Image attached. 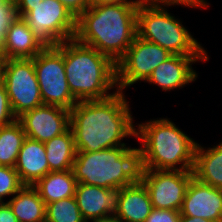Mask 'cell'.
Here are the masks:
<instances>
[{"label": "cell", "instance_id": "6da1fadb", "mask_svg": "<svg viewBox=\"0 0 222 222\" xmlns=\"http://www.w3.org/2000/svg\"><path fill=\"white\" fill-rule=\"evenodd\" d=\"M125 92L102 100L78 101L70 110V129L77 151L94 152L118 146L136 135Z\"/></svg>", "mask_w": 222, "mask_h": 222}, {"label": "cell", "instance_id": "7a4b0ae2", "mask_svg": "<svg viewBox=\"0 0 222 222\" xmlns=\"http://www.w3.org/2000/svg\"><path fill=\"white\" fill-rule=\"evenodd\" d=\"M140 4H96L76 19L75 39L117 63L137 36Z\"/></svg>", "mask_w": 222, "mask_h": 222}, {"label": "cell", "instance_id": "3957f363", "mask_svg": "<svg viewBox=\"0 0 222 222\" xmlns=\"http://www.w3.org/2000/svg\"><path fill=\"white\" fill-rule=\"evenodd\" d=\"M137 125L140 169L193 171L198 143L173 121L157 118Z\"/></svg>", "mask_w": 222, "mask_h": 222}, {"label": "cell", "instance_id": "277c9868", "mask_svg": "<svg viewBox=\"0 0 222 222\" xmlns=\"http://www.w3.org/2000/svg\"><path fill=\"white\" fill-rule=\"evenodd\" d=\"M63 56L66 80L77 101L102 100L118 91L116 63L107 55L73 38L63 42Z\"/></svg>", "mask_w": 222, "mask_h": 222}, {"label": "cell", "instance_id": "5b68a950", "mask_svg": "<svg viewBox=\"0 0 222 222\" xmlns=\"http://www.w3.org/2000/svg\"><path fill=\"white\" fill-rule=\"evenodd\" d=\"M72 170L77 183L119 190L139 179V148L118 146L94 152L77 151Z\"/></svg>", "mask_w": 222, "mask_h": 222}, {"label": "cell", "instance_id": "8992f818", "mask_svg": "<svg viewBox=\"0 0 222 222\" xmlns=\"http://www.w3.org/2000/svg\"><path fill=\"white\" fill-rule=\"evenodd\" d=\"M137 36L161 46L172 55L208 56L202 44L167 8L144 1L137 9Z\"/></svg>", "mask_w": 222, "mask_h": 222}, {"label": "cell", "instance_id": "52a82bcc", "mask_svg": "<svg viewBox=\"0 0 222 222\" xmlns=\"http://www.w3.org/2000/svg\"><path fill=\"white\" fill-rule=\"evenodd\" d=\"M22 18L44 47H56L75 37L77 18L59 0L38 2Z\"/></svg>", "mask_w": 222, "mask_h": 222}, {"label": "cell", "instance_id": "ba28073f", "mask_svg": "<svg viewBox=\"0 0 222 222\" xmlns=\"http://www.w3.org/2000/svg\"><path fill=\"white\" fill-rule=\"evenodd\" d=\"M33 61L43 104L71 110L78 101L66 80L63 42L56 47H45Z\"/></svg>", "mask_w": 222, "mask_h": 222}, {"label": "cell", "instance_id": "9c48e42d", "mask_svg": "<svg viewBox=\"0 0 222 222\" xmlns=\"http://www.w3.org/2000/svg\"><path fill=\"white\" fill-rule=\"evenodd\" d=\"M2 82L16 118L43 105L33 58L5 59Z\"/></svg>", "mask_w": 222, "mask_h": 222}, {"label": "cell", "instance_id": "30bf717a", "mask_svg": "<svg viewBox=\"0 0 222 222\" xmlns=\"http://www.w3.org/2000/svg\"><path fill=\"white\" fill-rule=\"evenodd\" d=\"M172 54L161 46L136 36L126 54L116 63L119 91L145 82L154 69Z\"/></svg>", "mask_w": 222, "mask_h": 222}, {"label": "cell", "instance_id": "8fae6325", "mask_svg": "<svg viewBox=\"0 0 222 222\" xmlns=\"http://www.w3.org/2000/svg\"><path fill=\"white\" fill-rule=\"evenodd\" d=\"M193 171L140 169L139 180L145 185L152 207L180 211Z\"/></svg>", "mask_w": 222, "mask_h": 222}, {"label": "cell", "instance_id": "7c38bea8", "mask_svg": "<svg viewBox=\"0 0 222 222\" xmlns=\"http://www.w3.org/2000/svg\"><path fill=\"white\" fill-rule=\"evenodd\" d=\"M17 121L26 137L45 143L70 127V110L43 104L23 113Z\"/></svg>", "mask_w": 222, "mask_h": 222}, {"label": "cell", "instance_id": "4fadbf2b", "mask_svg": "<svg viewBox=\"0 0 222 222\" xmlns=\"http://www.w3.org/2000/svg\"><path fill=\"white\" fill-rule=\"evenodd\" d=\"M180 215L222 222V189L193 176L186 189Z\"/></svg>", "mask_w": 222, "mask_h": 222}, {"label": "cell", "instance_id": "5bb4252c", "mask_svg": "<svg viewBox=\"0 0 222 222\" xmlns=\"http://www.w3.org/2000/svg\"><path fill=\"white\" fill-rule=\"evenodd\" d=\"M209 59L208 56L171 55L154 69L145 82L155 84L165 92L182 89L198 77L192 64Z\"/></svg>", "mask_w": 222, "mask_h": 222}, {"label": "cell", "instance_id": "9a60e30c", "mask_svg": "<svg viewBox=\"0 0 222 222\" xmlns=\"http://www.w3.org/2000/svg\"><path fill=\"white\" fill-rule=\"evenodd\" d=\"M117 191L115 189L77 183L75 198L85 221L91 222L114 216Z\"/></svg>", "mask_w": 222, "mask_h": 222}, {"label": "cell", "instance_id": "2e32d148", "mask_svg": "<svg viewBox=\"0 0 222 222\" xmlns=\"http://www.w3.org/2000/svg\"><path fill=\"white\" fill-rule=\"evenodd\" d=\"M152 209L149 193L139 179L117 191L114 217L119 222H145Z\"/></svg>", "mask_w": 222, "mask_h": 222}, {"label": "cell", "instance_id": "e0dca14e", "mask_svg": "<svg viewBox=\"0 0 222 222\" xmlns=\"http://www.w3.org/2000/svg\"><path fill=\"white\" fill-rule=\"evenodd\" d=\"M44 48L27 22L19 16L1 39V55L4 59L34 58Z\"/></svg>", "mask_w": 222, "mask_h": 222}, {"label": "cell", "instance_id": "ac0fdd59", "mask_svg": "<svg viewBox=\"0 0 222 222\" xmlns=\"http://www.w3.org/2000/svg\"><path fill=\"white\" fill-rule=\"evenodd\" d=\"M24 185L33 186L49 172L44 143L26 137L14 167Z\"/></svg>", "mask_w": 222, "mask_h": 222}, {"label": "cell", "instance_id": "d6986e66", "mask_svg": "<svg viewBox=\"0 0 222 222\" xmlns=\"http://www.w3.org/2000/svg\"><path fill=\"white\" fill-rule=\"evenodd\" d=\"M193 173L199 181L222 189V142L207 149L197 144Z\"/></svg>", "mask_w": 222, "mask_h": 222}, {"label": "cell", "instance_id": "ffe728a7", "mask_svg": "<svg viewBox=\"0 0 222 222\" xmlns=\"http://www.w3.org/2000/svg\"><path fill=\"white\" fill-rule=\"evenodd\" d=\"M7 202L18 222H46V204L33 186L24 185Z\"/></svg>", "mask_w": 222, "mask_h": 222}, {"label": "cell", "instance_id": "44dd1931", "mask_svg": "<svg viewBox=\"0 0 222 222\" xmlns=\"http://www.w3.org/2000/svg\"><path fill=\"white\" fill-rule=\"evenodd\" d=\"M76 186L73 170L49 172L33 185L45 204L75 196Z\"/></svg>", "mask_w": 222, "mask_h": 222}, {"label": "cell", "instance_id": "7402d4cb", "mask_svg": "<svg viewBox=\"0 0 222 222\" xmlns=\"http://www.w3.org/2000/svg\"><path fill=\"white\" fill-rule=\"evenodd\" d=\"M44 147L51 172L73 169L77 150L70 127L64 133L45 142Z\"/></svg>", "mask_w": 222, "mask_h": 222}, {"label": "cell", "instance_id": "603a6c76", "mask_svg": "<svg viewBox=\"0 0 222 222\" xmlns=\"http://www.w3.org/2000/svg\"><path fill=\"white\" fill-rule=\"evenodd\" d=\"M26 134L16 120L10 125L0 127V165L15 167L18 154Z\"/></svg>", "mask_w": 222, "mask_h": 222}, {"label": "cell", "instance_id": "cb8c5ba5", "mask_svg": "<svg viewBox=\"0 0 222 222\" xmlns=\"http://www.w3.org/2000/svg\"><path fill=\"white\" fill-rule=\"evenodd\" d=\"M46 222H86L75 196L46 204Z\"/></svg>", "mask_w": 222, "mask_h": 222}, {"label": "cell", "instance_id": "d4e9b609", "mask_svg": "<svg viewBox=\"0 0 222 222\" xmlns=\"http://www.w3.org/2000/svg\"><path fill=\"white\" fill-rule=\"evenodd\" d=\"M24 184L14 167L0 165V202L7 196H14Z\"/></svg>", "mask_w": 222, "mask_h": 222}, {"label": "cell", "instance_id": "484cf974", "mask_svg": "<svg viewBox=\"0 0 222 222\" xmlns=\"http://www.w3.org/2000/svg\"><path fill=\"white\" fill-rule=\"evenodd\" d=\"M18 17L15 0L0 5V38L2 39L7 32V29Z\"/></svg>", "mask_w": 222, "mask_h": 222}, {"label": "cell", "instance_id": "4316f807", "mask_svg": "<svg viewBox=\"0 0 222 222\" xmlns=\"http://www.w3.org/2000/svg\"><path fill=\"white\" fill-rule=\"evenodd\" d=\"M17 118L13 114L9 97L3 82H0V127L10 125Z\"/></svg>", "mask_w": 222, "mask_h": 222}, {"label": "cell", "instance_id": "83f0119b", "mask_svg": "<svg viewBox=\"0 0 222 222\" xmlns=\"http://www.w3.org/2000/svg\"><path fill=\"white\" fill-rule=\"evenodd\" d=\"M148 4L161 6V7H171L176 5H181L183 7L192 8H207L209 3L206 0H142Z\"/></svg>", "mask_w": 222, "mask_h": 222}, {"label": "cell", "instance_id": "f1b7e54d", "mask_svg": "<svg viewBox=\"0 0 222 222\" xmlns=\"http://www.w3.org/2000/svg\"><path fill=\"white\" fill-rule=\"evenodd\" d=\"M180 211L152 209L145 222H179Z\"/></svg>", "mask_w": 222, "mask_h": 222}, {"label": "cell", "instance_id": "f546056e", "mask_svg": "<svg viewBox=\"0 0 222 222\" xmlns=\"http://www.w3.org/2000/svg\"><path fill=\"white\" fill-rule=\"evenodd\" d=\"M64 4L77 18L89 6V0H59Z\"/></svg>", "mask_w": 222, "mask_h": 222}, {"label": "cell", "instance_id": "4dcf8cb0", "mask_svg": "<svg viewBox=\"0 0 222 222\" xmlns=\"http://www.w3.org/2000/svg\"><path fill=\"white\" fill-rule=\"evenodd\" d=\"M44 0H15V6L19 17H23L26 13L32 10V6Z\"/></svg>", "mask_w": 222, "mask_h": 222}, {"label": "cell", "instance_id": "1f68e13d", "mask_svg": "<svg viewBox=\"0 0 222 222\" xmlns=\"http://www.w3.org/2000/svg\"><path fill=\"white\" fill-rule=\"evenodd\" d=\"M0 222H18L7 201L0 202Z\"/></svg>", "mask_w": 222, "mask_h": 222}, {"label": "cell", "instance_id": "d6a6232c", "mask_svg": "<svg viewBox=\"0 0 222 222\" xmlns=\"http://www.w3.org/2000/svg\"><path fill=\"white\" fill-rule=\"evenodd\" d=\"M142 0H89V4H140Z\"/></svg>", "mask_w": 222, "mask_h": 222}, {"label": "cell", "instance_id": "836d02e7", "mask_svg": "<svg viewBox=\"0 0 222 222\" xmlns=\"http://www.w3.org/2000/svg\"><path fill=\"white\" fill-rule=\"evenodd\" d=\"M179 222H214L202 218H197V217H189V216H182L180 215V220Z\"/></svg>", "mask_w": 222, "mask_h": 222}, {"label": "cell", "instance_id": "e575fe53", "mask_svg": "<svg viewBox=\"0 0 222 222\" xmlns=\"http://www.w3.org/2000/svg\"><path fill=\"white\" fill-rule=\"evenodd\" d=\"M91 222H119V221L114 216H111V217H108V218L95 220V221H91Z\"/></svg>", "mask_w": 222, "mask_h": 222}, {"label": "cell", "instance_id": "d590c367", "mask_svg": "<svg viewBox=\"0 0 222 222\" xmlns=\"http://www.w3.org/2000/svg\"><path fill=\"white\" fill-rule=\"evenodd\" d=\"M4 58L3 56L0 54V82H2V71H3V64H4Z\"/></svg>", "mask_w": 222, "mask_h": 222}, {"label": "cell", "instance_id": "8d00e7d4", "mask_svg": "<svg viewBox=\"0 0 222 222\" xmlns=\"http://www.w3.org/2000/svg\"><path fill=\"white\" fill-rule=\"evenodd\" d=\"M8 1H9V0H0V5L6 3V2H8Z\"/></svg>", "mask_w": 222, "mask_h": 222}, {"label": "cell", "instance_id": "74e56055", "mask_svg": "<svg viewBox=\"0 0 222 222\" xmlns=\"http://www.w3.org/2000/svg\"><path fill=\"white\" fill-rule=\"evenodd\" d=\"M0 54H1V38H0Z\"/></svg>", "mask_w": 222, "mask_h": 222}]
</instances>
